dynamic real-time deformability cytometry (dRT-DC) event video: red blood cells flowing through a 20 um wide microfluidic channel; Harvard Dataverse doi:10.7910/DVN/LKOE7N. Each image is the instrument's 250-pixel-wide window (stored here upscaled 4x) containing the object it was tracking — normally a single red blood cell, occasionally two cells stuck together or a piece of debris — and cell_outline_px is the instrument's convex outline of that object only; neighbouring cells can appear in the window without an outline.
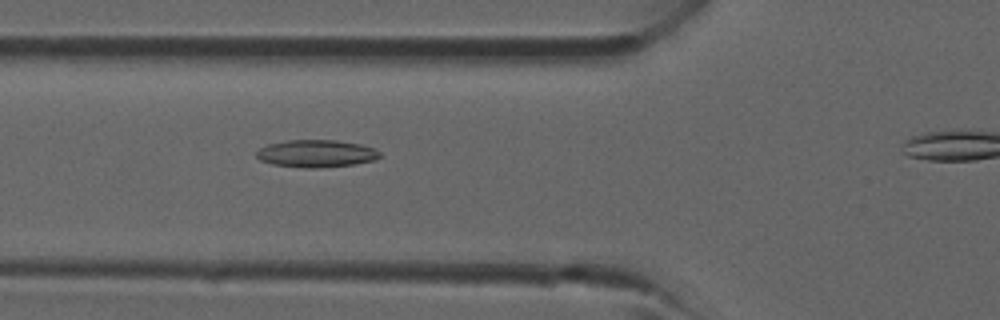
{"species": "common noctule bat (a hibernating species)", "species_latin": "Nyctalus noctula", "temperature_condition": "room temperature", "stored_images_in_passage": 32, "camera_frame_rate_fps": 3000, "um_per_image_px": 0.085, "animal": {"sex": "male", "forearm_length_mm": 52.5}, "frame": {"image": 1, "passage_image": 12, "time_ms": 3.667, "image_size_px": [1000, 320], "cell_outline_px": [[380, 156], [376, 160], [352, 164], [316, 168], [304, 168], [272, 164], [260, 160], [256, 156], [256, 152], [260, 148], [268, 144], [288, 140], [336, 140], [360, 144], [372, 148], [380, 152]], "centroid_in_image_um": [26.86, 13.05], "position_along_channel_um": 98.9, "area_um2": 19.59}}
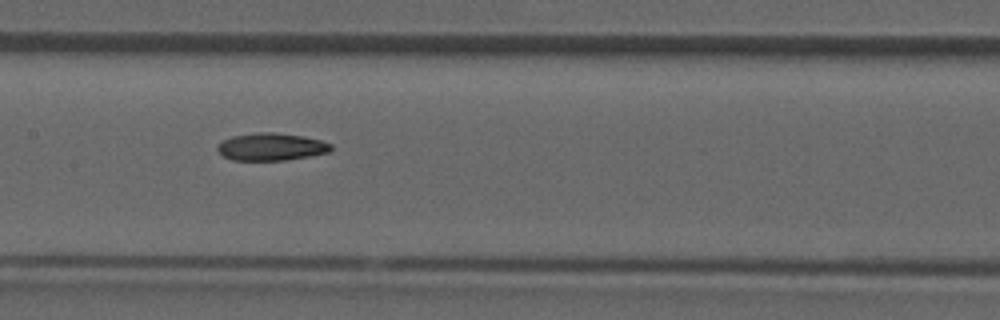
{"frame": {"image": 2, "passage_image": 17, "time_ms": 5.333, "image_size_px": [1000, 320], "cell_outline_px": [[332, 148], [328, 152], [308, 156], [284, 160], [232, 160], [224, 156], [216, 148], [224, 140], [232, 136], [256, 132], [272, 132], [304, 136], [320, 140], [332, 144]], "centroid_in_image_um": [23.06, 12.47], "position_along_channel_um": 184.3, "area_um2": 17.98}}
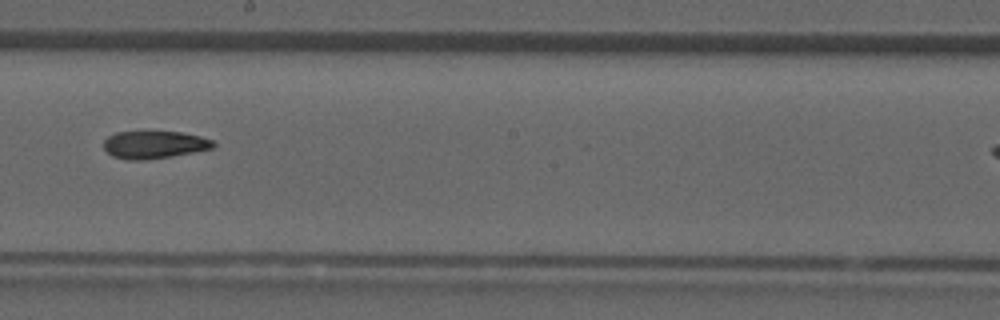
{"frame": {"image": 3, "passage_image": 20, "time_ms": 6.333, "image_size_px": [1000, 320], "cell_outline_px": [[216, 144], [212, 148], [172, 156], [144, 160], [128, 160], [112, 156], [104, 148], [104, 140], [108, 136], [116, 132], [180, 132], [200, 136], [212, 140]], "centroid_in_image_um": [13.09, 12.3], "position_along_channel_um": 235.1, "area_um2": 17.46}}